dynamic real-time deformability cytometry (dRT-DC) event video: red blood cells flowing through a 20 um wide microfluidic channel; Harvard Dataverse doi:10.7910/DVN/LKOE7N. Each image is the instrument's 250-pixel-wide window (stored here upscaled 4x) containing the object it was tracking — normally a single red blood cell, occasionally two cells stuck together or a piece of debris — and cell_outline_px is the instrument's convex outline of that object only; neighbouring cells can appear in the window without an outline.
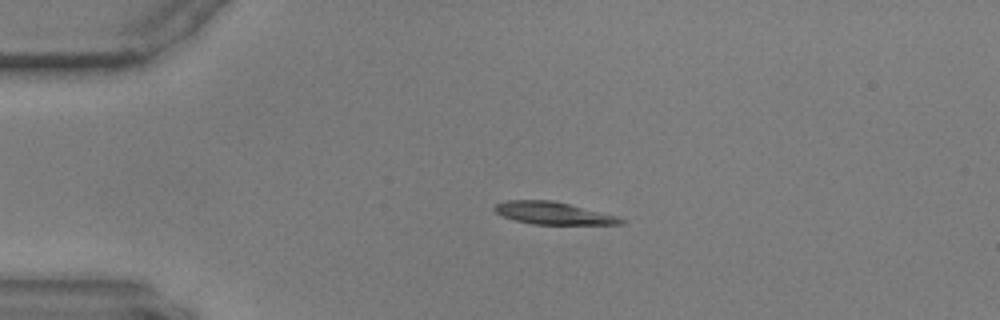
{"species": "common noctule bat (a hibernating species)", "species_latin": "Nyctalus noctula", "temperature_condition": "warm", "stored_images_in_passage": 46, "camera_frame_rate_fps": 3000, "um_per_image_px": 0.085, "animal": {"sex": "male", "body_mass_g": 17.9, "forearm_length_mm": 54.2}, "frame": {"image": 1, "passage_image": 1, "time_ms": 0.0, "image_size_px": [1000, 320], "cell_outline_px": [[628, 220], [624, 224], [532, 224], [516, 220], [504, 216], [496, 212], [492, 208], [496, 204], [508, 200], [552, 200], [620, 216]], "centroid_in_image_um": [47.09, 18.12], "position_along_channel_um": 37.9, "area_um2": 16.47}}
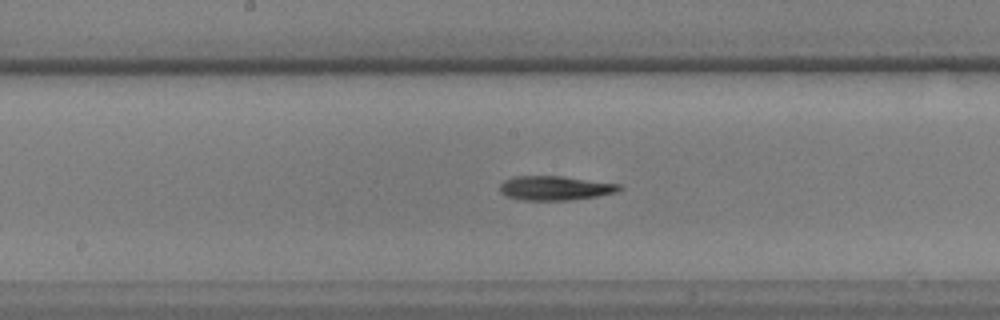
{"frame": {"image": 2, "passage_image": 18, "time_ms": 5.667, "image_size_px": [1000, 320], "cell_outline_px": [[624, 188], [616, 192], [596, 196], [568, 200], [520, 200], [508, 196], [500, 192], [500, 184], [504, 180], [512, 176], [560, 176], [620, 184]], "centroid_in_image_um": [47.16, 15.98], "position_along_channel_um": 201.0, "area_um2": 16.82}}
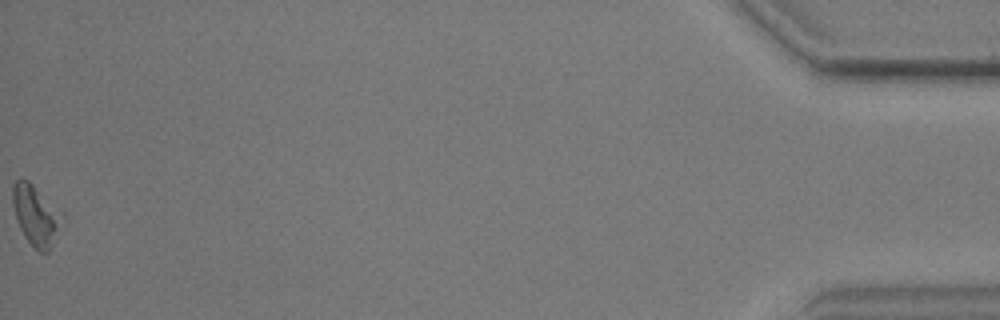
{"frame": {"image": 3, "passage_image": 46, "time_ms": 15.0, "image_size_px": [1000, 320], "cell_outline_px": [[64, 216], [48, 252], [40, 252], [28, 240], [20, 228], [16, 220], [12, 204], [12, 184], [20, 176], [24, 176], [64, 212]], "centroid_in_image_um": [3.03, 18.2], "position_along_channel_um": 432.2, "area_um2": 17.51}}